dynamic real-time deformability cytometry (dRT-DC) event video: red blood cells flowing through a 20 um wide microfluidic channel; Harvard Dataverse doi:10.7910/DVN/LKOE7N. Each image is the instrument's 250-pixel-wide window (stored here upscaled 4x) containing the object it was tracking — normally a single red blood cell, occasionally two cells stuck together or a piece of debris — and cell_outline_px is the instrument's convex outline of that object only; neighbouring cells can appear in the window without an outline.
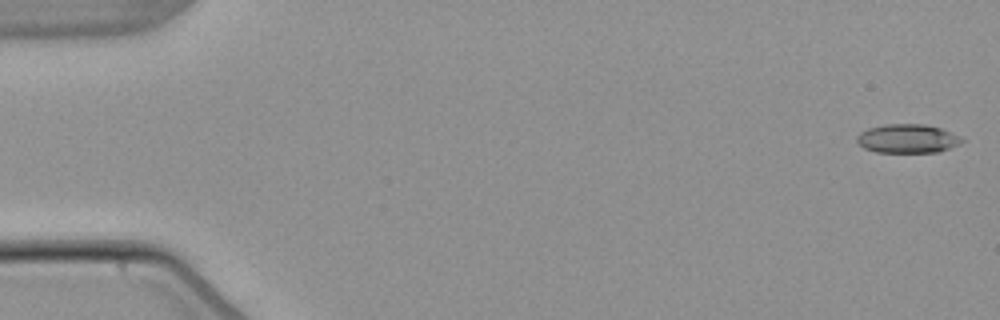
{"species": "common noctule bat (a hibernating species)", "species_latin": "Nyctalus noctula", "temperature_condition": "warm", "stored_images_in_passage": 4, "camera_frame_rate_fps": 3000, "um_per_image_px": 0.085, "animal": {"sex": "male", "body_mass_g": 21.5, "forearm_length_mm": 52.0}, "frame": {"image": 1, "passage_image": 1, "time_ms": 0.0, "image_size_px": [1000, 320], "cell_outline_px": [[964, 140], [960, 144], [936, 152], [876, 152], [864, 148], [856, 140], [856, 136], [860, 132], [868, 128], [884, 124], [924, 124], [940, 128], [960, 136]], "centroid_in_image_um": [77.11, 11.77], "position_along_channel_um": 7.9, "area_um2": 17.57}}